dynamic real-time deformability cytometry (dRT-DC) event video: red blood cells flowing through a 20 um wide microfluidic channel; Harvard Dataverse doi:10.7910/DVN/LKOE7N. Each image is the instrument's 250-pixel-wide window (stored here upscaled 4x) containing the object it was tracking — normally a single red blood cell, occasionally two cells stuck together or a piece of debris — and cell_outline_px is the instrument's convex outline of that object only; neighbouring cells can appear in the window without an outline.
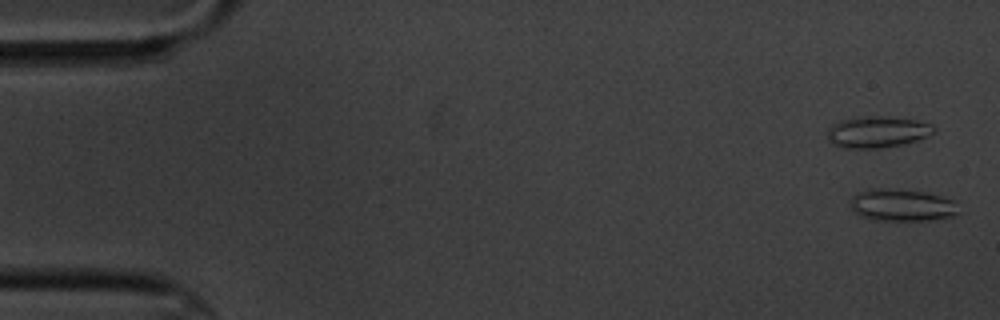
{"species": "common noctule bat (a hibernating species)", "species_latin": "Nyctalus noctula", "temperature_condition": "cold", "stored_images_in_passage": 4, "camera_frame_rate_fps": 3000, "um_per_image_px": 0.085, "animal": {"sex": "male", "body_mass_g": 20.1, "forearm_length_mm": 53.5}, "frame": {"image": 1, "passage_image": 1, "time_ms": 0.0, "image_size_px": [1000, 320], "cell_outline_px": [[960, 212], [956, 216], [932, 220], [880, 220], [860, 216], [852, 208], [848, 200], [856, 192], [868, 188], [892, 188], [924, 192], [940, 196], [952, 200]], "centroid_in_image_um": [76.63, 17.42], "position_along_channel_um": 8.4, "area_um2": 20.46}}